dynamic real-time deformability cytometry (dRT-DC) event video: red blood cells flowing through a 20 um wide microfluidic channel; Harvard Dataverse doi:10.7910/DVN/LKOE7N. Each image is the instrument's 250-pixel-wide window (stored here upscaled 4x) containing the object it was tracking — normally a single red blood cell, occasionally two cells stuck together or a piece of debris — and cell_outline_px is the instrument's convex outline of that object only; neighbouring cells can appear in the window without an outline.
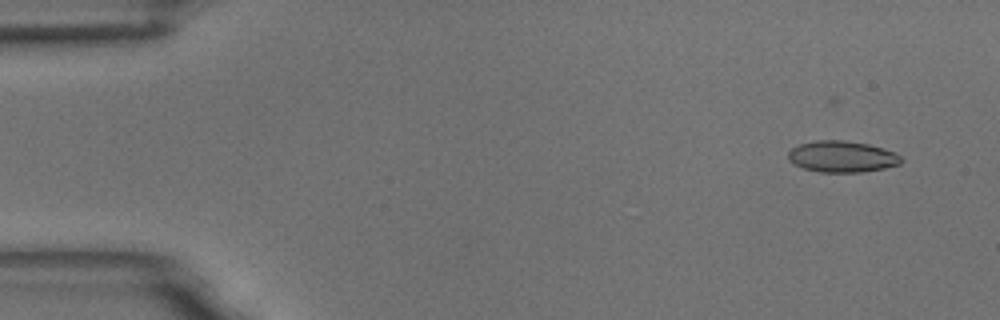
{"species": "common noctule bat (a hibernating species)", "species_latin": "Nyctalus noctula", "temperature_condition": "room temperature", "stored_images_in_passage": 6, "camera_frame_rate_fps": 3000, "um_per_image_px": 0.085, "animal": {"sex": "male", "body_mass_g": 18.8}, "frame": {"image": 1, "passage_image": 2, "time_ms": 0.333, "image_size_px": [1000, 320], "cell_outline_px": [[904, 160], [900, 164], [884, 168], [860, 172], [820, 172], [804, 168], [788, 160], [788, 152], [792, 148], [800, 144], [816, 140], [844, 140], [868, 144], [884, 148], [900, 156]], "centroid_in_image_um": [71.58, 13.31], "position_along_channel_um": 13.4, "area_um2": 20.52}}
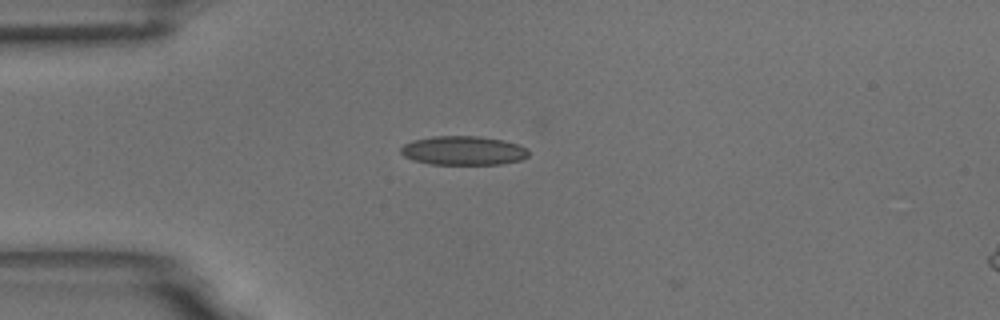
{"frame": {"image": 2, "passage_image": 5, "time_ms": 1.333, "image_size_px": [1000, 320], "cell_outline_px": [[528, 156], [520, 160], [500, 164], [428, 164], [412, 160], [404, 156], [400, 152], [400, 148], [404, 144], [412, 140], [432, 136], [480, 136], [504, 140], [528, 148]], "centroid_in_image_um": [39.35, 12.79], "position_along_channel_um": 45.6, "area_um2": 21.73}}